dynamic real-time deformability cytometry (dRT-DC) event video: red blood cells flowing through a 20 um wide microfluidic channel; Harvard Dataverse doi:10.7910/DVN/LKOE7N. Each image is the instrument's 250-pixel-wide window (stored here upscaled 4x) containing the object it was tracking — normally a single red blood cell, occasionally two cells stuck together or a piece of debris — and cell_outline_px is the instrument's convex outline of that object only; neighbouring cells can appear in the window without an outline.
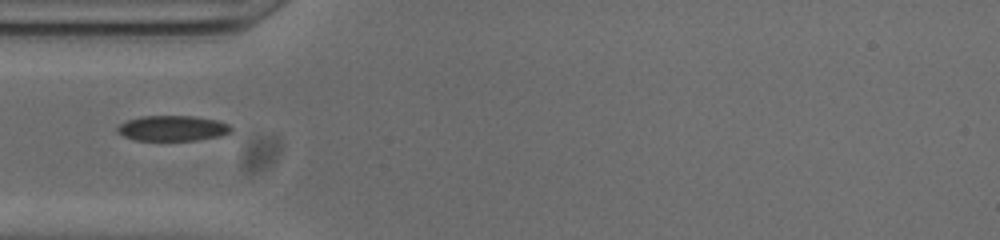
{"species": "common noctule bat (a hibernating species)", "species_latin": "Nyctalus noctula", "temperature_condition": "cold", "stored_images_in_passage": 38, "camera_frame_rate_fps": 3000, "um_per_image_px": 0.085, "animal": {"sex": "male", "body_mass_g": 20.0, "forearm_length_mm": 53.3}, "frame": {"image": 1, "passage_image": 1, "time_ms": 0.0, "image_size_px": [1000, 240], "cell_outline_px": [[232, 132], [220, 136], [196, 140], [136, 140], [124, 136], [116, 132], [116, 128], [120, 124], [128, 120], [140, 116], [196, 116], [216, 120], [228, 124], [232, 128]], "centroid_in_image_um": [14.67, 10.9], "position_along_channel_um": 70.3, "area_um2": 16.82}}
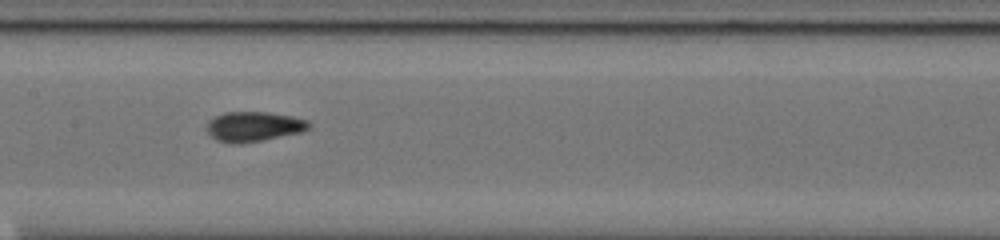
{"frame": {"image": 2, "passage_image": 10, "time_ms": 3.0, "image_size_px": [1000, 240], "cell_outline_px": [[312, 124], [308, 128], [300, 132], [260, 140], [216, 140], [208, 132], [208, 120], [224, 112], [268, 112], [292, 116], [308, 120]], "centroid_in_image_um": [21.62, 10.69], "position_along_channel_um": 185.8, "area_um2": 16.88}}
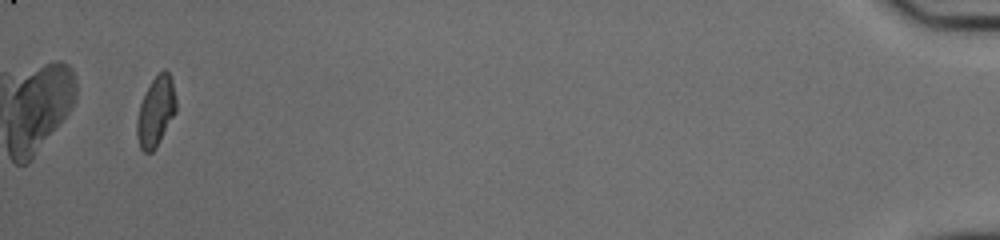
{"frame": {"image": 3, "passage_image": 36, "time_ms": 11.667, "image_size_px": [1000, 240], "cell_outline_px": [[176, 112], [156, 148], [152, 152], [144, 152], [140, 148], [136, 136], [136, 120], [140, 104], [152, 80], [164, 68], [168, 72], [172, 80], [176, 100]], "centroid_in_image_um": [13.24, 9.51], "position_along_channel_um": 422.0, "area_um2": 15.9}}